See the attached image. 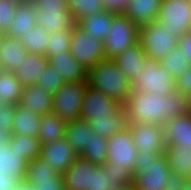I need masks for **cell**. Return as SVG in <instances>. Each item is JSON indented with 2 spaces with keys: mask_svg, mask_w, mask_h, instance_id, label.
I'll return each mask as SVG.
<instances>
[{
  "mask_svg": "<svg viewBox=\"0 0 191 190\" xmlns=\"http://www.w3.org/2000/svg\"><path fill=\"white\" fill-rule=\"evenodd\" d=\"M108 154L103 168H124L133 175L138 150L133 142L129 127L107 139Z\"/></svg>",
  "mask_w": 191,
  "mask_h": 190,
  "instance_id": "8992f818",
  "label": "cell"
},
{
  "mask_svg": "<svg viewBox=\"0 0 191 190\" xmlns=\"http://www.w3.org/2000/svg\"><path fill=\"white\" fill-rule=\"evenodd\" d=\"M49 35L45 28L35 25L20 40L28 53L45 55V46L47 45Z\"/></svg>",
  "mask_w": 191,
  "mask_h": 190,
  "instance_id": "e575fe53",
  "label": "cell"
},
{
  "mask_svg": "<svg viewBox=\"0 0 191 190\" xmlns=\"http://www.w3.org/2000/svg\"><path fill=\"white\" fill-rule=\"evenodd\" d=\"M16 111L15 105L2 103L0 105V129L9 136L12 134V119Z\"/></svg>",
  "mask_w": 191,
  "mask_h": 190,
  "instance_id": "b9f144b4",
  "label": "cell"
},
{
  "mask_svg": "<svg viewBox=\"0 0 191 190\" xmlns=\"http://www.w3.org/2000/svg\"><path fill=\"white\" fill-rule=\"evenodd\" d=\"M125 107L129 123L151 125H164L167 120L190 112L189 96L176 89L165 96L131 90Z\"/></svg>",
  "mask_w": 191,
  "mask_h": 190,
  "instance_id": "6da1fadb",
  "label": "cell"
},
{
  "mask_svg": "<svg viewBox=\"0 0 191 190\" xmlns=\"http://www.w3.org/2000/svg\"><path fill=\"white\" fill-rule=\"evenodd\" d=\"M37 9V25L45 28L49 34L70 29L75 22L68 10V0H31Z\"/></svg>",
  "mask_w": 191,
  "mask_h": 190,
  "instance_id": "52a82bcc",
  "label": "cell"
},
{
  "mask_svg": "<svg viewBox=\"0 0 191 190\" xmlns=\"http://www.w3.org/2000/svg\"><path fill=\"white\" fill-rule=\"evenodd\" d=\"M67 121L54 113L41 116L37 138L41 144L52 143L65 137Z\"/></svg>",
  "mask_w": 191,
  "mask_h": 190,
  "instance_id": "4316f807",
  "label": "cell"
},
{
  "mask_svg": "<svg viewBox=\"0 0 191 190\" xmlns=\"http://www.w3.org/2000/svg\"><path fill=\"white\" fill-rule=\"evenodd\" d=\"M108 177L103 166L95 165L91 169V190H116L119 188L116 181Z\"/></svg>",
  "mask_w": 191,
  "mask_h": 190,
  "instance_id": "f35d334b",
  "label": "cell"
},
{
  "mask_svg": "<svg viewBox=\"0 0 191 190\" xmlns=\"http://www.w3.org/2000/svg\"><path fill=\"white\" fill-rule=\"evenodd\" d=\"M163 126L166 145L191 148V112L167 120Z\"/></svg>",
  "mask_w": 191,
  "mask_h": 190,
  "instance_id": "e0dca14e",
  "label": "cell"
},
{
  "mask_svg": "<svg viewBox=\"0 0 191 190\" xmlns=\"http://www.w3.org/2000/svg\"><path fill=\"white\" fill-rule=\"evenodd\" d=\"M47 66L48 58L45 55L28 53L13 73L23 86L34 85Z\"/></svg>",
  "mask_w": 191,
  "mask_h": 190,
  "instance_id": "d4e9b609",
  "label": "cell"
},
{
  "mask_svg": "<svg viewBox=\"0 0 191 190\" xmlns=\"http://www.w3.org/2000/svg\"><path fill=\"white\" fill-rule=\"evenodd\" d=\"M187 179L183 174L171 172L163 190H181Z\"/></svg>",
  "mask_w": 191,
  "mask_h": 190,
  "instance_id": "f6af8a7d",
  "label": "cell"
},
{
  "mask_svg": "<svg viewBox=\"0 0 191 190\" xmlns=\"http://www.w3.org/2000/svg\"><path fill=\"white\" fill-rule=\"evenodd\" d=\"M16 111L12 119V134L37 136L41 116L33 110L15 105Z\"/></svg>",
  "mask_w": 191,
  "mask_h": 190,
  "instance_id": "f546056e",
  "label": "cell"
},
{
  "mask_svg": "<svg viewBox=\"0 0 191 190\" xmlns=\"http://www.w3.org/2000/svg\"><path fill=\"white\" fill-rule=\"evenodd\" d=\"M139 41V26L125 14L113 13V22L110 32L104 39L107 59H113L123 53L127 48L134 46Z\"/></svg>",
  "mask_w": 191,
  "mask_h": 190,
  "instance_id": "5b68a950",
  "label": "cell"
},
{
  "mask_svg": "<svg viewBox=\"0 0 191 190\" xmlns=\"http://www.w3.org/2000/svg\"><path fill=\"white\" fill-rule=\"evenodd\" d=\"M164 155L171 172L183 174L188 179L191 177V148L167 145Z\"/></svg>",
  "mask_w": 191,
  "mask_h": 190,
  "instance_id": "1f68e13d",
  "label": "cell"
},
{
  "mask_svg": "<svg viewBox=\"0 0 191 190\" xmlns=\"http://www.w3.org/2000/svg\"><path fill=\"white\" fill-rule=\"evenodd\" d=\"M68 10L75 23L83 17L106 11L102 0H68Z\"/></svg>",
  "mask_w": 191,
  "mask_h": 190,
  "instance_id": "8d00e7d4",
  "label": "cell"
},
{
  "mask_svg": "<svg viewBox=\"0 0 191 190\" xmlns=\"http://www.w3.org/2000/svg\"><path fill=\"white\" fill-rule=\"evenodd\" d=\"M72 34L73 27L70 29L55 31L50 34L47 45L45 46V56L48 58L56 53L70 51Z\"/></svg>",
  "mask_w": 191,
  "mask_h": 190,
  "instance_id": "74e56055",
  "label": "cell"
},
{
  "mask_svg": "<svg viewBox=\"0 0 191 190\" xmlns=\"http://www.w3.org/2000/svg\"><path fill=\"white\" fill-rule=\"evenodd\" d=\"M120 105L118 100L87 86L84 91L80 119L92 122L96 118L109 117Z\"/></svg>",
  "mask_w": 191,
  "mask_h": 190,
  "instance_id": "4fadbf2b",
  "label": "cell"
},
{
  "mask_svg": "<svg viewBox=\"0 0 191 190\" xmlns=\"http://www.w3.org/2000/svg\"><path fill=\"white\" fill-rule=\"evenodd\" d=\"M128 127L138 153L164 154L167 145L163 125L129 123Z\"/></svg>",
  "mask_w": 191,
  "mask_h": 190,
  "instance_id": "7c38bea8",
  "label": "cell"
},
{
  "mask_svg": "<svg viewBox=\"0 0 191 190\" xmlns=\"http://www.w3.org/2000/svg\"><path fill=\"white\" fill-rule=\"evenodd\" d=\"M15 190H35L34 186L26 180H22Z\"/></svg>",
  "mask_w": 191,
  "mask_h": 190,
  "instance_id": "681fc988",
  "label": "cell"
},
{
  "mask_svg": "<svg viewBox=\"0 0 191 190\" xmlns=\"http://www.w3.org/2000/svg\"><path fill=\"white\" fill-rule=\"evenodd\" d=\"M147 58L161 61L177 46L178 38L158 21L139 26V41Z\"/></svg>",
  "mask_w": 191,
  "mask_h": 190,
  "instance_id": "277c9868",
  "label": "cell"
},
{
  "mask_svg": "<svg viewBox=\"0 0 191 190\" xmlns=\"http://www.w3.org/2000/svg\"><path fill=\"white\" fill-rule=\"evenodd\" d=\"M157 21L178 39L191 32V0H162Z\"/></svg>",
  "mask_w": 191,
  "mask_h": 190,
  "instance_id": "8fae6325",
  "label": "cell"
},
{
  "mask_svg": "<svg viewBox=\"0 0 191 190\" xmlns=\"http://www.w3.org/2000/svg\"><path fill=\"white\" fill-rule=\"evenodd\" d=\"M146 57V53L138 42L134 46L127 48L123 53L118 54L113 60L127 76L129 83L132 84L142 73Z\"/></svg>",
  "mask_w": 191,
  "mask_h": 190,
  "instance_id": "d6986e66",
  "label": "cell"
},
{
  "mask_svg": "<svg viewBox=\"0 0 191 190\" xmlns=\"http://www.w3.org/2000/svg\"><path fill=\"white\" fill-rule=\"evenodd\" d=\"M112 22L113 13L102 11L83 17L78 20L76 24L83 29L89 37H95L104 41L107 33L110 32Z\"/></svg>",
  "mask_w": 191,
  "mask_h": 190,
  "instance_id": "484cf974",
  "label": "cell"
},
{
  "mask_svg": "<svg viewBox=\"0 0 191 190\" xmlns=\"http://www.w3.org/2000/svg\"><path fill=\"white\" fill-rule=\"evenodd\" d=\"M107 154V139L100 134L94 133L93 136H91L89 144H86V147L79 157L90 161L92 164L102 166L107 160Z\"/></svg>",
  "mask_w": 191,
  "mask_h": 190,
  "instance_id": "836d02e7",
  "label": "cell"
},
{
  "mask_svg": "<svg viewBox=\"0 0 191 190\" xmlns=\"http://www.w3.org/2000/svg\"><path fill=\"white\" fill-rule=\"evenodd\" d=\"M159 64L174 78L185 73L190 66L184 51L178 46L174 47L167 56L163 57Z\"/></svg>",
  "mask_w": 191,
  "mask_h": 190,
  "instance_id": "d590c367",
  "label": "cell"
},
{
  "mask_svg": "<svg viewBox=\"0 0 191 190\" xmlns=\"http://www.w3.org/2000/svg\"><path fill=\"white\" fill-rule=\"evenodd\" d=\"M170 173L164 154L138 153L133 171V185L136 190H163Z\"/></svg>",
  "mask_w": 191,
  "mask_h": 190,
  "instance_id": "3957f363",
  "label": "cell"
},
{
  "mask_svg": "<svg viewBox=\"0 0 191 190\" xmlns=\"http://www.w3.org/2000/svg\"><path fill=\"white\" fill-rule=\"evenodd\" d=\"M24 86L13 71H0V100L3 103L16 105L21 99Z\"/></svg>",
  "mask_w": 191,
  "mask_h": 190,
  "instance_id": "d6a6232c",
  "label": "cell"
},
{
  "mask_svg": "<svg viewBox=\"0 0 191 190\" xmlns=\"http://www.w3.org/2000/svg\"><path fill=\"white\" fill-rule=\"evenodd\" d=\"M20 182V179L11 177L8 173H0V190H15Z\"/></svg>",
  "mask_w": 191,
  "mask_h": 190,
  "instance_id": "7dc6e473",
  "label": "cell"
},
{
  "mask_svg": "<svg viewBox=\"0 0 191 190\" xmlns=\"http://www.w3.org/2000/svg\"><path fill=\"white\" fill-rule=\"evenodd\" d=\"M25 180L32 184L35 190H65L62 175L40 157L28 163Z\"/></svg>",
  "mask_w": 191,
  "mask_h": 190,
  "instance_id": "5bb4252c",
  "label": "cell"
},
{
  "mask_svg": "<svg viewBox=\"0 0 191 190\" xmlns=\"http://www.w3.org/2000/svg\"><path fill=\"white\" fill-rule=\"evenodd\" d=\"M116 190H136L135 186L133 185V183L129 186H124V187H119Z\"/></svg>",
  "mask_w": 191,
  "mask_h": 190,
  "instance_id": "f5cc1de1",
  "label": "cell"
},
{
  "mask_svg": "<svg viewBox=\"0 0 191 190\" xmlns=\"http://www.w3.org/2000/svg\"><path fill=\"white\" fill-rule=\"evenodd\" d=\"M178 48L184 51L186 59L191 66V32L185 33L177 42Z\"/></svg>",
  "mask_w": 191,
  "mask_h": 190,
  "instance_id": "c3c4849f",
  "label": "cell"
},
{
  "mask_svg": "<svg viewBox=\"0 0 191 190\" xmlns=\"http://www.w3.org/2000/svg\"><path fill=\"white\" fill-rule=\"evenodd\" d=\"M189 106H190V112H191V95L189 96Z\"/></svg>",
  "mask_w": 191,
  "mask_h": 190,
  "instance_id": "db71d44e",
  "label": "cell"
},
{
  "mask_svg": "<svg viewBox=\"0 0 191 190\" xmlns=\"http://www.w3.org/2000/svg\"><path fill=\"white\" fill-rule=\"evenodd\" d=\"M8 143L10 149L22 156L27 163L40 157L42 144L37 136L11 134Z\"/></svg>",
  "mask_w": 191,
  "mask_h": 190,
  "instance_id": "4dcf8cb0",
  "label": "cell"
},
{
  "mask_svg": "<svg viewBox=\"0 0 191 190\" xmlns=\"http://www.w3.org/2000/svg\"><path fill=\"white\" fill-rule=\"evenodd\" d=\"M175 89L182 95H191V66L185 73L175 78Z\"/></svg>",
  "mask_w": 191,
  "mask_h": 190,
  "instance_id": "ee69618b",
  "label": "cell"
},
{
  "mask_svg": "<svg viewBox=\"0 0 191 190\" xmlns=\"http://www.w3.org/2000/svg\"><path fill=\"white\" fill-rule=\"evenodd\" d=\"M41 72L40 77L38 76L36 79V85L42 87L45 91L54 94L65 83L49 65Z\"/></svg>",
  "mask_w": 191,
  "mask_h": 190,
  "instance_id": "ab89813d",
  "label": "cell"
},
{
  "mask_svg": "<svg viewBox=\"0 0 191 190\" xmlns=\"http://www.w3.org/2000/svg\"><path fill=\"white\" fill-rule=\"evenodd\" d=\"M108 174V178L116 181L118 187L129 186L133 183V175L130 171L124 168H104Z\"/></svg>",
  "mask_w": 191,
  "mask_h": 190,
  "instance_id": "7bdbcfd3",
  "label": "cell"
},
{
  "mask_svg": "<svg viewBox=\"0 0 191 190\" xmlns=\"http://www.w3.org/2000/svg\"><path fill=\"white\" fill-rule=\"evenodd\" d=\"M19 0H0V34H4L14 19Z\"/></svg>",
  "mask_w": 191,
  "mask_h": 190,
  "instance_id": "60d3db41",
  "label": "cell"
},
{
  "mask_svg": "<svg viewBox=\"0 0 191 190\" xmlns=\"http://www.w3.org/2000/svg\"><path fill=\"white\" fill-rule=\"evenodd\" d=\"M87 86V81L65 82L53 94L52 113L63 117L67 122L79 119Z\"/></svg>",
  "mask_w": 191,
  "mask_h": 190,
  "instance_id": "ba28073f",
  "label": "cell"
},
{
  "mask_svg": "<svg viewBox=\"0 0 191 190\" xmlns=\"http://www.w3.org/2000/svg\"><path fill=\"white\" fill-rule=\"evenodd\" d=\"M28 163L10 149L9 143L0 145V173L10 174L21 181L26 179Z\"/></svg>",
  "mask_w": 191,
  "mask_h": 190,
  "instance_id": "83f0119b",
  "label": "cell"
},
{
  "mask_svg": "<svg viewBox=\"0 0 191 190\" xmlns=\"http://www.w3.org/2000/svg\"><path fill=\"white\" fill-rule=\"evenodd\" d=\"M87 84L91 89L101 91L125 104L131 93L127 76L113 59H105L88 69Z\"/></svg>",
  "mask_w": 191,
  "mask_h": 190,
  "instance_id": "7a4b0ae2",
  "label": "cell"
},
{
  "mask_svg": "<svg viewBox=\"0 0 191 190\" xmlns=\"http://www.w3.org/2000/svg\"><path fill=\"white\" fill-rule=\"evenodd\" d=\"M28 55L19 38L0 34V61L2 70L14 71Z\"/></svg>",
  "mask_w": 191,
  "mask_h": 190,
  "instance_id": "7402d4cb",
  "label": "cell"
},
{
  "mask_svg": "<svg viewBox=\"0 0 191 190\" xmlns=\"http://www.w3.org/2000/svg\"><path fill=\"white\" fill-rule=\"evenodd\" d=\"M48 65L65 82L87 81L88 70L75 59L70 51L48 57Z\"/></svg>",
  "mask_w": 191,
  "mask_h": 190,
  "instance_id": "2e32d148",
  "label": "cell"
},
{
  "mask_svg": "<svg viewBox=\"0 0 191 190\" xmlns=\"http://www.w3.org/2000/svg\"><path fill=\"white\" fill-rule=\"evenodd\" d=\"M9 135L5 133L2 129H0V145L8 142Z\"/></svg>",
  "mask_w": 191,
  "mask_h": 190,
  "instance_id": "f907efd6",
  "label": "cell"
},
{
  "mask_svg": "<svg viewBox=\"0 0 191 190\" xmlns=\"http://www.w3.org/2000/svg\"><path fill=\"white\" fill-rule=\"evenodd\" d=\"M77 157L78 155L73 151L65 137L52 143L41 145L40 158L61 175L67 171Z\"/></svg>",
  "mask_w": 191,
  "mask_h": 190,
  "instance_id": "9a60e30c",
  "label": "cell"
},
{
  "mask_svg": "<svg viewBox=\"0 0 191 190\" xmlns=\"http://www.w3.org/2000/svg\"><path fill=\"white\" fill-rule=\"evenodd\" d=\"M105 10L115 14L123 13L129 0H102Z\"/></svg>",
  "mask_w": 191,
  "mask_h": 190,
  "instance_id": "bcb514c9",
  "label": "cell"
},
{
  "mask_svg": "<svg viewBox=\"0 0 191 190\" xmlns=\"http://www.w3.org/2000/svg\"><path fill=\"white\" fill-rule=\"evenodd\" d=\"M131 90L160 93L165 96L175 90V78L161 67L159 61L146 57L142 73L131 84Z\"/></svg>",
  "mask_w": 191,
  "mask_h": 190,
  "instance_id": "9c48e42d",
  "label": "cell"
},
{
  "mask_svg": "<svg viewBox=\"0 0 191 190\" xmlns=\"http://www.w3.org/2000/svg\"><path fill=\"white\" fill-rule=\"evenodd\" d=\"M95 166L90 161L77 157L67 171L62 174L65 190H91V169Z\"/></svg>",
  "mask_w": 191,
  "mask_h": 190,
  "instance_id": "ffe728a7",
  "label": "cell"
},
{
  "mask_svg": "<svg viewBox=\"0 0 191 190\" xmlns=\"http://www.w3.org/2000/svg\"><path fill=\"white\" fill-rule=\"evenodd\" d=\"M93 134L94 132L90 127V123L86 120L79 118L77 120L67 122L65 138L78 156L82 153L86 144H89Z\"/></svg>",
  "mask_w": 191,
  "mask_h": 190,
  "instance_id": "f1b7e54d",
  "label": "cell"
},
{
  "mask_svg": "<svg viewBox=\"0 0 191 190\" xmlns=\"http://www.w3.org/2000/svg\"><path fill=\"white\" fill-rule=\"evenodd\" d=\"M70 52L87 70L107 59L104 41L91 38L76 23L73 25Z\"/></svg>",
  "mask_w": 191,
  "mask_h": 190,
  "instance_id": "30bf717a",
  "label": "cell"
},
{
  "mask_svg": "<svg viewBox=\"0 0 191 190\" xmlns=\"http://www.w3.org/2000/svg\"><path fill=\"white\" fill-rule=\"evenodd\" d=\"M162 0H129L123 12L136 25L157 21Z\"/></svg>",
  "mask_w": 191,
  "mask_h": 190,
  "instance_id": "cb8c5ba5",
  "label": "cell"
},
{
  "mask_svg": "<svg viewBox=\"0 0 191 190\" xmlns=\"http://www.w3.org/2000/svg\"><path fill=\"white\" fill-rule=\"evenodd\" d=\"M36 15L37 9L31 0H19L14 19L4 34L20 39L37 25Z\"/></svg>",
  "mask_w": 191,
  "mask_h": 190,
  "instance_id": "ac0fdd59",
  "label": "cell"
},
{
  "mask_svg": "<svg viewBox=\"0 0 191 190\" xmlns=\"http://www.w3.org/2000/svg\"><path fill=\"white\" fill-rule=\"evenodd\" d=\"M181 190H191V179H187Z\"/></svg>",
  "mask_w": 191,
  "mask_h": 190,
  "instance_id": "816d5d0a",
  "label": "cell"
},
{
  "mask_svg": "<svg viewBox=\"0 0 191 190\" xmlns=\"http://www.w3.org/2000/svg\"><path fill=\"white\" fill-rule=\"evenodd\" d=\"M89 123L94 133L100 134L106 139L119 131H124L129 124L125 104H121L109 117L96 118Z\"/></svg>",
  "mask_w": 191,
  "mask_h": 190,
  "instance_id": "603a6c76",
  "label": "cell"
},
{
  "mask_svg": "<svg viewBox=\"0 0 191 190\" xmlns=\"http://www.w3.org/2000/svg\"><path fill=\"white\" fill-rule=\"evenodd\" d=\"M18 104L24 108L33 110L39 116L52 113L53 93L45 91L36 84L24 86Z\"/></svg>",
  "mask_w": 191,
  "mask_h": 190,
  "instance_id": "44dd1931",
  "label": "cell"
}]
</instances>
